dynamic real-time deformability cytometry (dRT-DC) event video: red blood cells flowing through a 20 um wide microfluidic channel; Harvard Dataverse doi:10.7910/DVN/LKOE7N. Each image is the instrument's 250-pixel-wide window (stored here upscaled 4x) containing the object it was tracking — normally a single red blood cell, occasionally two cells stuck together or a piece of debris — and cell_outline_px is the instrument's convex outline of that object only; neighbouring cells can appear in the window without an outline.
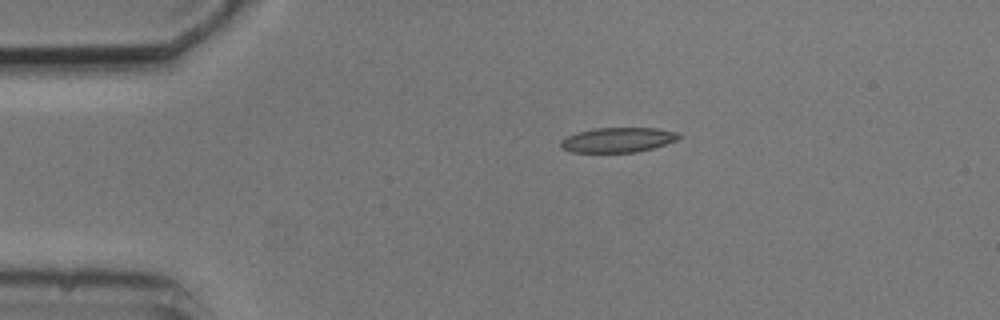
{"species": "common noctule bat (a hibernating species)", "species_latin": "Nyctalus noctula", "temperature_condition": "cold", "stored_images_in_passage": 3, "camera_frame_rate_fps": 3000, "um_per_image_px": 0.085, "animal": {"sex": "male", "body_mass_g": 20.5, "forearm_length_mm": 52.5}, "frame": {"image": 1, "passage_image": 3, "time_ms": 3.333, "image_size_px": [1000, 320], "cell_outline_px": [[684, 136], [676, 140], [652, 148], [636, 152], [572, 152], [564, 148], [560, 144], [560, 140], [576, 132], [596, 128], [656, 128], [680, 132]], "centroid_in_image_um": [52.56, 11.88], "position_along_channel_um": 32.4, "area_um2": 17.05}}